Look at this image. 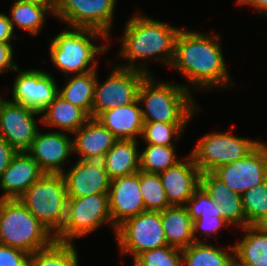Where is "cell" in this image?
I'll list each match as a JSON object with an SVG mask.
<instances>
[{"mask_svg": "<svg viewBox=\"0 0 267 266\" xmlns=\"http://www.w3.org/2000/svg\"><path fill=\"white\" fill-rule=\"evenodd\" d=\"M78 251L73 243L54 241L29 254L28 266H78Z\"/></svg>", "mask_w": 267, "mask_h": 266, "instance_id": "cell-30", "label": "cell"}, {"mask_svg": "<svg viewBox=\"0 0 267 266\" xmlns=\"http://www.w3.org/2000/svg\"><path fill=\"white\" fill-rule=\"evenodd\" d=\"M117 0H57L54 17L70 28L93 29L110 38Z\"/></svg>", "mask_w": 267, "mask_h": 266, "instance_id": "cell-11", "label": "cell"}, {"mask_svg": "<svg viewBox=\"0 0 267 266\" xmlns=\"http://www.w3.org/2000/svg\"><path fill=\"white\" fill-rule=\"evenodd\" d=\"M41 113L22 104L0 99V137L17 152H27L36 137L38 124L34 116Z\"/></svg>", "mask_w": 267, "mask_h": 266, "instance_id": "cell-13", "label": "cell"}, {"mask_svg": "<svg viewBox=\"0 0 267 266\" xmlns=\"http://www.w3.org/2000/svg\"><path fill=\"white\" fill-rule=\"evenodd\" d=\"M11 6L9 19L13 30L17 25V29L24 30L30 35H37L42 30L47 14L53 13L45 6L33 3L14 0Z\"/></svg>", "mask_w": 267, "mask_h": 266, "instance_id": "cell-29", "label": "cell"}, {"mask_svg": "<svg viewBox=\"0 0 267 266\" xmlns=\"http://www.w3.org/2000/svg\"><path fill=\"white\" fill-rule=\"evenodd\" d=\"M180 29L137 12L126 22L121 36V50L118 56L123 60L127 59L128 62L118 66L139 70L148 75L151 73L146 66L147 59L164 62L170 67L174 58L175 40ZM139 59L142 63L136 64Z\"/></svg>", "mask_w": 267, "mask_h": 266, "instance_id": "cell-2", "label": "cell"}, {"mask_svg": "<svg viewBox=\"0 0 267 266\" xmlns=\"http://www.w3.org/2000/svg\"><path fill=\"white\" fill-rule=\"evenodd\" d=\"M133 260L137 266H182V252L181 249L164 246L144 251Z\"/></svg>", "mask_w": 267, "mask_h": 266, "instance_id": "cell-35", "label": "cell"}, {"mask_svg": "<svg viewBox=\"0 0 267 266\" xmlns=\"http://www.w3.org/2000/svg\"><path fill=\"white\" fill-rule=\"evenodd\" d=\"M219 38L214 32L204 34L186 29L177 34L170 67L177 69L197 91L233 85Z\"/></svg>", "mask_w": 267, "mask_h": 266, "instance_id": "cell-1", "label": "cell"}, {"mask_svg": "<svg viewBox=\"0 0 267 266\" xmlns=\"http://www.w3.org/2000/svg\"><path fill=\"white\" fill-rule=\"evenodd\" d=\"M69 29L60 32L50 40L51 62L65 74V77L70 73L76 75L97 70L96 55L106 52L109 46L107 44L94 45L93 41L96 42L99 38L104 41L111 39L93 29Z\"/></svg>", "mask_w": 267, "mask_h": 266, "instance_id": "cell-4", "label": "cell"}, {"mask_svg": "<svg viewBox=\"0 0 267 266\" xmlns=\"http://www.w3.org/2000/svg\"><path fill=\"white\" fill-rule=\"evenodd\" d=\"M12 43L0 42V74L8 72V70L16 71L18 69L17 62L13 61Z\"/></svg>", "mask_w": 267, "mask_h": 266, "instance_id": "cell-39", "label": "cell"}, {"mask_svg": "<svg viewBox=\"0 0 267 266\" xmlns=\"http://www.w3.org/2000/svg\"><path fill=\"white\" fill-rule=\"evenodd\" d=\"M253 226L267 234V213L262 216L258 221H256Z\"/></svg>", "mask_w": 267, "mask_h": 266, "instance_id": "cell-44", "label": "cell"}, {"mask_svg": "<svg viewBox=\"0 0 267 266\" xmlns=\"http://www.w3.org/2000/svg\"><path fill=\"white\" fill-rule=\"evenodd\" d=\"M14 78L12 102L41 113L58 95V84L53 76L44 70L21 71Z\"/></svg>", "mask_w": 267, "mask_h": 266, "instance_id": "cell-14", "label": "cell"}, {"mask_svg": "<svg viewBox=\"0 0 267 266\" xmlns=\"http://www.w3.org/2000/svg\"><path fill=\"white\" fill-rule=\"evenodd\" d=\"M147 76L145 72L118 65L112 67L111 73L102 84L99 83L97 76L92 118H97L102 112L117 106L136 102L140 85Z\"/></svg>", "mask_w": 267, "mask_h": 266, "instance_id": "cell-10", "label": "cell"}, {"mask_svg": "<svg viewBox=\"0 0 267 266\" xmlns=\"http://www.w3.org/2000/svg\"><path fill=\"white\" fill-rule=\"evenodd\" d=\"M261 141L237 137L232 129L203 136L190 155L201 174L246 157Z\"/></svg>", "mask_w": 267, "mask_h": 266, "instance_id": "cell-8", "label": "cell"}, {"mask_svg": "<svg viewBox=\"0 0 267 266\" xmlns=\"http://www.w3.org/2000/svg\"><path fill=\"white\" fill-rule=\"evenodd\" d=\"M159 176L170 206H185L200 187L201 173L190 154Z\"/></svg>", "mask_w": 267, "mask_h": 266, "instance_id": "cell-18", "label": "cell"}, {"mask_svg": "<svg viewBox=\"0 0 267 266\" xmlns=\"http://www.w3.org/2000/svg\"><path fill=\"white\" fill-rule=\"evenodd\" d=\"M16 35H14V30L12 28L9 16L0 13V42L11 43Z\"/></svg>", "mask_w": 267, "mask_h": 266, "instance_id": "cell-41", "label": "cell"}, {"mask_svg": "<svg viewBox=\"0 0 267 266\" xmlns=\"http://www.w3.org/2000/svg\"><path fill=\"white\" fill-rule=\"evenodd\" d=\"M115 237L121 256L132 254L133 259L144 251L168 246L161 212L157 211H143L126 219L117 227Z\"/></svg>", "mask_w": 267, "mask_h": 266, "instance_id": "cell-9", "label": "cell"}, {"mask_svg": "<svg viewBox=\"0 0 267 266\" xmlns=\"http://www.w3.org/2000/svg\"><path fill=\"white\" fill-rule=\"evenodd\" d=\"M28 258L26 251L0 244V266H28Z\"/></svg>", "mask_w": 267, "mask_h": 266, "instance_id": "cell-38", "label": "cell"}, {"mask_svg": "<svg viewBox=\"0 0 267 266\" xmlns=\"http://www.w3.org/2000/svg\"><path fill=\"white\" fill-rule=\"evenodd\" d=\"M106 223L112 225L116 234L117 228L113 226L109 212L108 194L67 197L66 219L55 240L73 243L74 239L92 233Z\"/></svg>", "mask_w": 267, "mask_h": 266, "instance_id": "cell-7", "label": "cell"}, {"mask_svg": "<svg viewBox=\"0 0 267 266\" xmlns=\"http://www.w3.org/2000/svg\"><path fill=\"white\" fill-rule=\"evenodd\" d=\"M200 186L216 203V209L229 225L246 227L242 196L232 191L211 172L201 174Z\"/></svg>", "mask_w": 267, "mask_h": 266, "instance_id": "cell-21", "label": "cell"}, {"mask_svg": "<svg viewBox=\"0 0 267 266\" xmlns=\"http://www.w3.org/2000/svg\"><path fill=\"white\" fill-rule=\"evenodd\" d=\"M228 226L230 225L227 224L222 217L200 216L198 219L193 221L194 240L195 242H202V239L199 238L200 236H198V234L202 236L206 235L203 238L207 239L208 236L211 237L212 235L217 234L222 229V227Z\"/></svg>", "mask_w": 267, "mask_h": 266, "instance_id": "cell-37", "label": "cell"}, {"mask_svg": "<svg viewBox=\"0 0 267 266\" xmlns=\"http://www.w3.org/2000/svg\"><path fill=\"white\" fill-rule=\"evenodd\" d=\"M69 133L38 131L27 153L38 163L45 174H62L64 164L73 153V139ZM63 166V167H62Z\"/></svg>", "mask_w": 267, "mask_h": 266, "instance_id": "cell-15", "label": "cell"}, {"mask_svg": "<svg viewBox=\"0 0 267 266\" xmlns=\"http://www.w3.org/2000/svg\"><path fill=\"white\" fill-rule=\"evenodd\" d=\"M237 5L250 6L256 9L259 14L267 17V0H237Z\"/></svg>", "mask_w": 267, "mask_h": 266, "instance_id": "cell-42", "label": "cell"}, {"mask_svg": "<svg viewBox=\"0 0 267 266\" xmlns=\"http://www.w3.org/2000/svg\"><path fill=\"white\" fill-rule=\"evenodd\" d=\"M138 100L144 122L188 123L200 109L188 85L157 82L152 74L141 83Z\"/></svg>", "mask_w": 267, "mask_h": 266, "instance_id": "cell-3", "label": "cell"}, {"mask_svg": "<svg viewBox=\"0 0 267 266\" xmlns=\"http://www.w3.org/2000/svg\"><path fill=\"white\" fill-rule=\"evenodd\" d=\"M246 226L253 225L267 213V180L242 195Z\"/></svg>", "mask_w": 267, "mask_h": 266, "instance_id": "cell-34", "label": "cell"}, {"mask_svg": "<svg viewBox=\"0 0 267 266\" xmlns=\"http://www.w3.org/2000/svg\"><path fill=\"white\" fill-rule=\"evenodd\" d=\"M66 85L58 89V94L66 101L81 108L89 117H92L94 88L97 80V70L66 76Z\"/></svg>", "mask_w": 267, "mask_h": 266, "instance_id": "cell-28", "label": "cell"}, {"mask_svg": "<svg viewBox=\"0 0 267 266\" xmlns=\"http://www.w3.org/2000/svg\"><path fill=\"white\" fill-rule=\"evenodd\" d=\"M73 153L79 160H102L118 139L97 118L90 117L75 133Z\"/></svg>", "mask_w": 267, "mask_h": 266, "instance_id": "cell-20", "label": "cell"}, {"mask_svg": "<svg viewBox=\"0 0 267 266\" xmlns=\"http://www.w3.org/2000/svg\"><path fill=\"white\" fill-rule=\"evenodd\" d=\"M139 187L146 211L162 212L170 207L159 174L139 170Z\"/></svg>", "mask_w": 267, "mask_h": 266, "instance_id": "cell-32", "label": "cell"}, {"mask_svg": "<svg viewBox=\"0 0 267 266\" xmlns=\"http://www.w3.org/2000/svg\"><path fill=\"white\" fill-rule=\"evenodd\" d=\"M242 230L243 238L233 245L235 266H267V234L253 225Z\"/></svg>", "mask_w": 267, "mask_h": 266, "instance_id": "cell-26", "label": "cell"}, {"mask_svg": "<svg viewBox=\"0 0 267 266\" xmlns=\"http://www.w3.org/2000/svg\"><path fill=\"white\" fill-rule=\"evenodd\" d=\"M41 123L62 132L75 133L90 117L79 107L66 101L59 94L41 112Z\"/></svg>", "mask_w": 267, "mask_h": 266, "instance_id": "cell-24", "label": "cell"}, {"mask_svg": "<svg viewBox=\"0 0 267 266\" xmlns=\"http://www.w3.org/2000/svg\"><path fill=\"white\" fill-rule=\"evenodd\" d=\"M16 154L17 151L0 137V178Z\"/></svg>", "mask_w": 267, "mask_h": 266, "instance_id": "cell-40", "label": "cell"}, {"mask_svg": "<svg viewBox=\"0 0 267 266\" xmlns=\"http://www.w3.org/2000/svg\"><path fill=\"white\" fill-rule=\"evenodd\" d=\"M55 236L18 199H0V244L32 254Z\"/></svg>", "mask_w": 267, "mask_h": 266, "instance_id": "cell-5", "label": "cell"}, {"mask_svg": "<svg viewBox=\"0 0 267 266\" xmlns=\"http://www.w3.org/2000/svg\"><path fill=\"white\" fill-rule=\"evenodd\" d=\"M188 123L144 122L141 138L145 144L175 146ZM182 133V134H181Z\"/></svg>", "mask_w": 267, "mask_h": 266, "instance_id": "cell-33", "label": "cell"}, {"mask_svg": "<svg viewBox=\"0 0 267 266\" xmlns=\"http://www.w3.org/2000/svg\"><path fill=\"white\" fill-rule=\"evenodd\" d=\"M227 248L206 241L194 242L181 250L182 266H235L234 247L229 245Z\"/></svg>", "mask_w": 267, "mask_h": 266, "instance_id": "cell-27", "label": "cell"}, {"mask_svg": "<svg viewBox=\"0 0 267 266\" xmlns=\"http://www.w3.org/2000/svg\"><path fill=\"white\" fill-rule=\"evenodd\" d=\"M54 236L66 219L67 191L62 174H44L18 199Z\"/></svg>", "mask_w": 267, "mask_h": 266, "instance_id": "cell-6", "label": "cell"}, {"mask_svg": "<svg viewBox=\"0 0 267 266\" xmlns=\"http://www.w3.org/2000/svg\"><path fill=\"white\" fill-rule=\"evenodd\" d=\"M44 174L27 152H17L0 178V199H19Z\"/></svg>", "mask_w": 267, "mask_h": 266, "instance_id": "cell-19", "label": "cell"}, {"mask_svg": "<svg viewBox=\"0 0 267 266\" xmlns=\"http://www.w3.org/2000/svg\"><path fill=\"white\" fill-rule=\"evenodd\" d=\"M62 176L67 197L109 193L111 179L102 160H78L69 170H64Z\"/></svg>", "mask_w": 267, "mask_h": 266, "instance_id": "cell-16", "label": "cell"}, {"mask_svg": "<svg viewBox=\"0 0 267 266\" xmlns=\"http://www.w3.org/2000/svg\"><path fill=\"white\" fill-rule=\"evenodd\" d=\"M211 173L242 195L267 180V144L260 142L246 157L215 168Z\"/></svg>", "mask_w": 267, "mask_h": 266, "instance_id": "cell-12", "label": "cell"}, {"mask_svg": "<svg viewBox=\"0 0 267 266\" xmlns=\"http://www.w3.org/2000/svg\"><path fill=\"white\" fill-rule=\"evenodd\" d=\"M108 202L113 226L116 228L126 219L146 211L139 187V171L111 180Z\"/></svg>", "mask_w": 267, "mask_h": 266, "instance_id": "cell-17", "label": "cell"}, {"mask_svg": "<svg viewBox=\"0 0 267 266\" xmlns=\"http://www.w3.org/2000/svg\"><path fill=\"white\" fill-rule=\"evenodd\" d=\"M188 215L194 221L200 216L222 217L216 209V203L200 186L186 202Z\"/></svg>", "mask_w": 267, "mask_h": 266, "instance_id": "cell-36", "label": "cell"}, {"mask_svg": "<svg viewBox=\"0 0 267 266\" xmlns=\"http://www.w3.org/2000/svg\"><path fill=\"white\" fill-rule=\"evenodd\" d=\"M161 221L168 246L178 249L189 247L195 242L193 220L185 206H170L161 212Z\"/></svg>", "mask_w": 267, "mask_h": 266, "instance_id": "cell-25", "label": "cell"}, {"mask_svg": "<svg viewBox=\"0 0 267 266\" xmlns=\"http://www.w3.org/2000/svg\"><path fill=\"white\" fill-rule=\"evenodd\" d=\"M141 108L137 100L132 104L117 106L102 112L97 119L118 140H138L144 125Z\"/></svg>", "mask_w": 267, "mask_h": 266, "instance_id": "cell-22", "label": "cell"}, {"mask_svg": "<svg viewBox=\"0 0 267 266\" xmlns=\"http://www.w3.org/2000/svg\"><path fill=\"white\" fill-rule=\"evenodd\" d=\"M21 1L37 4L40 6H45L53 13V15L57 7V0H21Z\"/></svg>", "mask_w": 267, "mask_h": 266, "instance_id": "cell-43", "label": "cell"}, {"mask_svg": "<svg viewBox=\"0 0 267 266\" xmlns=\"http://www.w3.org/2000/svg\"><path fill=\"white\" fill-rule=\"evenodd\" d=\"M139 141L118 140L104 155L102 161L111 180L140 170Z\"/></svg>", "mask_w": 267, "mask_h": 266, "instance_id": "cell-23", "label": "cell"}, {"mask_svg": "<svg viewBox=\"0 0 267 266\" xmlns=\"http://www.w3.org/2000/svg\"><path fill=\"white\" fill-rule=\"evenodd\" d=\"M140 152V170L159 174L174 166L182 159H177L175 146L150 145Z\"/></svg>", "mask_w": 267, "mask_h": 266, "instance_id": "cell-31", "label": "cell"}]
</instances>
